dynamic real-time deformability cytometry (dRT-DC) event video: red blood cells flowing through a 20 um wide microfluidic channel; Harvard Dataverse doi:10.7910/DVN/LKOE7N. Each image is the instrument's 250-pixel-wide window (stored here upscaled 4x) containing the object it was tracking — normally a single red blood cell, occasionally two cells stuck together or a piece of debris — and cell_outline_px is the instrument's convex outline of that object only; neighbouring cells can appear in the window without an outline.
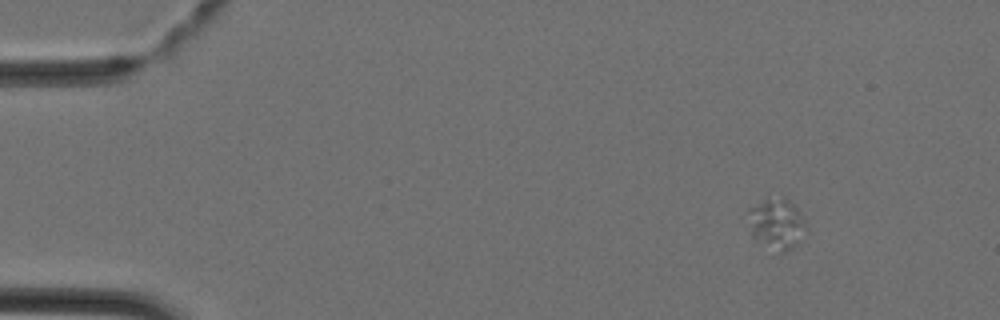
{"species": "Egyptian fruit bat (a non-hibernating species)", "species_latin": "Rousettus aegyptiacus", "temperature_condition": "cold", "stored_images_in_passage": 3, "camera_frame_rate_fps": 3000, "um_per_image_px": 0.085, "animal": {"sex": "female"}, "frame": {"image": 1, "passage_image": 1, "time_ms": 0.0, "image_size_px": [1000, 320], "cell_outline_px": [[808, 228], [796, 244], [792, 248], [784, 252], [780, 252], [752, 240], [748, 212], [748, 208], [764, 200], [788, 200], [796, 208], [804, 220]], "centroid_in_image_um": [65.99, 19.08], "position_along_channel_um": 19.0, "area_um2": 16.7}}
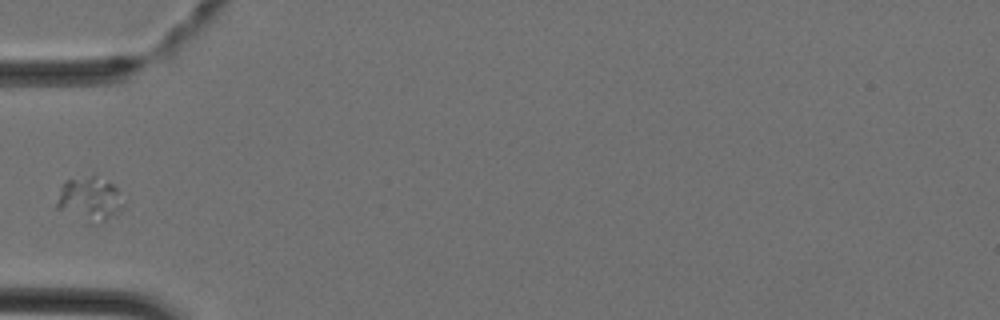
{"frame": {"image": 2, "passage_image": 3, "time_ms": 0.667, "image_size_px": [1000, 320], "cell_outline_px": [[120, 208], [112, 216], [100, 224], [92, 224], [56, 208], [56, 200], [60, 188], [64, 180], [92, 172], [108, 180], [116, 188]], "centroid_in_image_um": [7.52, 16.85], "position_along_channel_um": 77.5, "area_um2": 17.22}}